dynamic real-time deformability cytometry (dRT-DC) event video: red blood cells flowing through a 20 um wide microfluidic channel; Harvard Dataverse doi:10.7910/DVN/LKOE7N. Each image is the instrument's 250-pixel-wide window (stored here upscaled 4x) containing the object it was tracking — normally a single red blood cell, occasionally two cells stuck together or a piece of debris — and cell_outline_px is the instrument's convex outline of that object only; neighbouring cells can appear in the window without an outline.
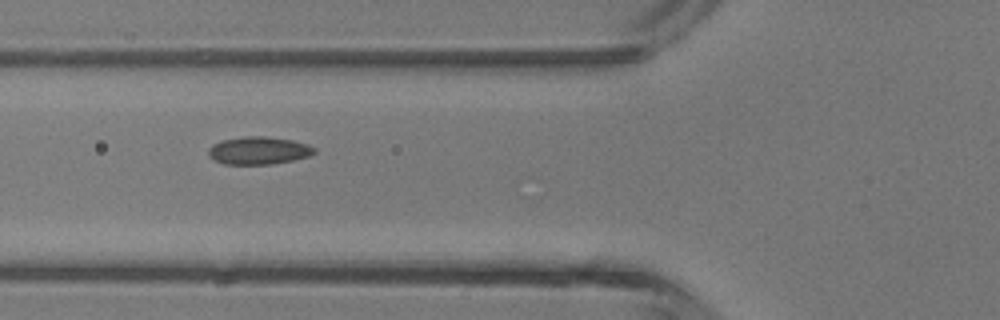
{"species": "common noctule bat (a hibernating species)", "species_latin": "Nyctalus noctula", "temperature_condition": "room temperature", "stored_images_in_passage": 10, "camera_frame_rate_fps": 3000, "um_per_image_px": 0.085, "animal": {"sex": "male", "body_mass_g": 13.3}, "frame": {"image": 1, "passage_image": 9, "time_ms": 10.333, "image_size_px": [1000, 320], "cell_outline_px": [[316, 152], [308, 156], [292, 160], [272, 164], [224, 164], [208, 156], [208, 148], [212, 144], [224, 140], [244, 136], [264, 136], [292, 140], [308, 144], [316, 148]], "centroid_in_image_um": [21.98, 12.79], "position_along_channel_um": 103.8, "area_um2": 17.05}}
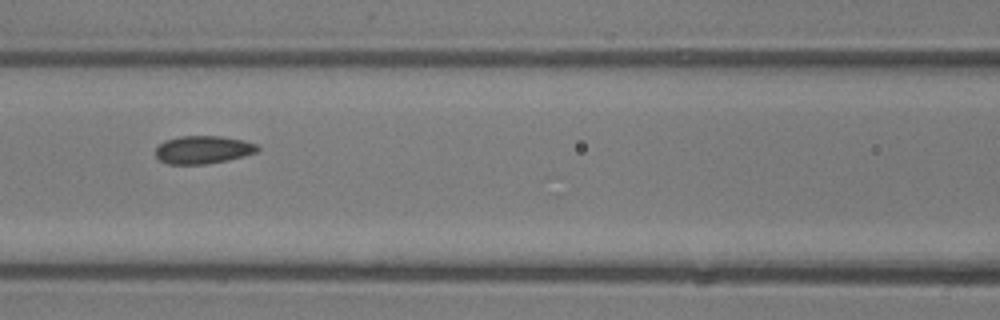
{"frame": {"image": 2, "passage_image": 10, "time_ms": 11.333, "image_size_px": [1000, 320], "cell_outline_px": [[260, 148], [256, 152], [244, 156], [228, 160], [204, 164], [168, 164], [160, 160], [156, 156], [156, 148], [164, 140], [180, 136], [220, 136], [244, 140], [256, 144]], "centroid_in_image_um": [17.26, 12.72], "position_along_channel_um": 149.3, "area_um2": 16.59}}